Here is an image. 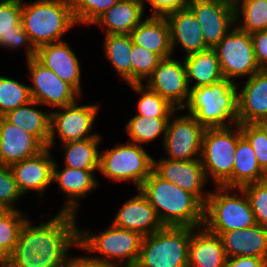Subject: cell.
Segmentation results:
<instances>
[{"label": "cell", "mask_w": 267, "mask_h": 267, "mask_svg": "<svg viewBox=\"0 0 267 267\" xmlns=\"http://www.w3.org/2000/svg\"><path fill=\"white\" fill-rule=\"evenodd\" d=\"M21 213L16 208L0 214V255L5 260L15 248L20 230L27 220Z\"/></svg>", "instance_id": "8d00e7d4"}, {"label": "cell", "mask_w": 267, "mask_h": 267, "mask_svg": "<svg viewBox=\"0 0 267 267\" xmlns=\"http://www.w3.org/2000/svg\"><path fill=\"white\" fill-rule=\"evenodd\" d=\"M57 267H102L93 257L81 256L67 258L61 261Z\"/></svg>", "instance_id": "7dc6e473"}, {"label": "cell", "mask_w": 267, "mask_h": 267, "mask_svg": "<svg viewBox=\"0 0 267 267\" xmlns=\"http://www.w3.org/2000/svg\"><path fill=\"white\" fill-rule=\"evenodd\" d=\"M33 105H39L34 100L9 111L3 117L24 130L34 135L45 147H48L50 137V111L44 112L33 108Z\"/></svg>", "instance_id": "4dcf8cb0"}, {"label": "cell", "mask_w": 267, "mask_h": 267, "mask_svg": "<svg viewBox=\"0 0 267 267\" xmlns=\"http://www.w3.org/2000/svg\"><path fill=\"white\" fill-rule=\"evenodd\" d=\"M133 39L130 34H106L104 53L114 69L131 84V50Z\"/></svg>", "instance_id": "1f68e13d"}, {"label": "cell", "mask_w": 267, "mask_h": 267, "mask_svg": "<svg viewBox=\"0 0 267 267\" xmlns=\"http://www.w3.org/2000/svg\"><path fill=\"white\" fill-rule=\"evenodd\" d=\"M45 148L34 135L0 116V164L11 166L37 155Z\"/></svg>", "instance_id": "d6986e66"}, {"label": "cell", "mask_w": 267, "mask_h": 267, "mask_svg": "<svg viewBox=\"0 0 267 267\" xmlns=\"http://www.w3.org/2000/svg\"><path fill=\"white\" fill-rule=\"evenodd\" d=\"M223 267H267V260L251 256L226 258Z\"/></svg>", "instance_id": "bcb514c9"}, {"label": "cell", "mask_w": 267, "mask_h": 267, "mask_svg": "<svg viewBox=\"0 0 267 267\" xmlns=\"http://www.w3.org/2000/svg\"><path fill=\"white\" fill-rule=\"evenodd\" d=\"M153 159L142 145L128 142L100 152L99 171L112 180H131L139 189L153 171Z\"/></svg>", "instance_id": "9c48e42d"}, {"label": "cell", "mask_w": 267, "mask_h": 267, "mask_svg": "<svg viewBox=\"0 0 267 267\" xmlns=\"http://www.w3.org/2000/svg\"><path fill=\"white\" fill-rule=\"evenodd\" d=\"M243 136L251 144L261 169L267 174V136L255 124H240Z\"/></svg>", "instance_id": "b9f144b4"}, {"label": "cell", "mask_w": 267, "mask_h": 267, "mask_svg": "<svg viewBox=\"0 0 267 267\" xmlns=\"http://www.w3.org/2000/svg\"><path fill=\"white\" fill-rule=\"evenodd\" d=\"M187 7L200 23L205 43L210 48H214L235 25V8L230 0H189Z\"/></svg>", "instance_id": "9a60e30c"}, {"label": "cell", "mask_w": 267, "mask_h": 267, "mask_svg": "<svg viewBox=\"0 0 267 267\" xmlns=\"http://www.w3.org/2000/svg\"><path fill=\"white\" fill-rule=\"evenodd\" d=\"M266 179L267 174L259 166L251 144L242 136L237 142L232 175L221 186L242 188Z\"/></svg>", "instance_id": "f1b7e54d"}, {"label": "cell", "mask_w": 267, "mask_h": 267, "mask_svg": "<svg viewBox=\"0 0 267 267\" xmlns=\"http://www.w3.org/2000/svg\"><path fill=\"white\" fill-rule=\"evenodd\" d=\"M161 58L145 48L133 43L131 50V84H142L157 67Z\"/></svg>", "instance_id": "f35d334b"}, {"label": "cell", "mask_w": 267, "mask_h": 267, "mask_svg": "<svg viewBox=\"0 0 267 267\" xmlns=\"http://www.w3.org/2000/svg\"><path fill=\"white\" fill-rule=\"evenodd\" d=\"M248 1H252V0H230L232 6L236 9L240 4L244 3V2H248Z\"/></svg>", "instance_id": "681fc988"}, {"label": "cell", "mask_w": 267, "mask_h": 267, "mask_svg": "<svg viewBox=\"0 0 267 267\" xmlns=\"http://www.w3.org/2000/svg\"><path fill=\"white\" fill-rule=\"evenodd\" d=\"M145 82L150 90L158 93L177 110L186 107L190 97V86L184 62L181 63L172 56L161 59Z\"/></svg>", "instance_id": "4fadbf2b"}, {"label": "cell", "mask_w": 267, "mask_h": 267, "mask_svg": "<svg viewBox=\"0 0 267 267\" xmlns=\"http://www.w3.org/2000/svg\"><path fill=\"white\" fill-rule=\"evenodd\" d=\"M62 111H50V137L48 148H53L55 136H59L62 143L80 141L95 136L91 134L93 122L97 116L99 107L95 104L77 106L76 102L61 107Z\"/></svg>", "instance_id": "8fae6325"}, {"label": "cell", "mask_w": 267, "mask_h": 267, "mask_svg": "<svg viewBox=\"0 0 267 267\" xmlns=\"http://www.w3.org/2000/svg\"><path fill=\"white\" fill-rule=\"evenodd\" d=\"M5 259L0 255V267H4Z\"/></svg>", "instance_id": "f907efd6"}, {"label": "cell", "mask_w": 267, "mask_h": 267, "mask_svg": "<svg viewBox=\"0 0 267 267\" xmlns=\"http://www.w3.org/2000/svg\"><path fill=\"white\" fill-rule=\"evenodd\" d=\"M153 171L162 179L193 194L205 205L210 192H202L207 178L200 159L171 160L161 158L159 161L153 159Z\"/></svg>", "instance_id": "2e32d148"}, {"label": "cell", "mask_w": 267, "mask_h": 267, "mask_svg": "<svg viewBox=\"0 0 267 267\" xmlns=\"http://www.w3.org/2000/svg\"><path fill=\"white\" fill-rule=\"evenodd\" d=\"M129 86L141 95L137 103L138 114L136 115L170 118L175 112L179 111L158 93L150 90L145 84H129Z\"/></svg>", "instance_id": "e575fe53"}, {"label": "cell", "mask_w": 267, "mask_h": 267, "mask_svg": "<svg viewBox=\"0 0 267 267\" xmlns=\"http://www.w3.org/2000/svg\"><path fill=\"white\" fill-rule=\"evenodd\" d=\"M32 100L29 85L0 76V116Z\"/></svg>", "instance_id": "74e56055"}, {"label": "cell", "mask_w": 267, "mask_h": 267, "mask_svg": "<svg viewBox=\"0 0 267 267\" xmlns=\"http://www.w3.org/2000/svg\"><path fill=\"white\" fill-rule=\"evenodd\" d=\"M227 258L251 256L267 260V228L260 224L220 235Z\"/></svg>", "instance_id": "cb8c5ba5"}, {"label": "cell", "mask_w": 267, "mask_h": 267, "mask_svg": "<svg viewBox=\"0 0 267 267\" xmlns=\"http://www.w3.org/2000/svg\"><path fill=\"white\" fill-rule=\"evenodd\" d=\"M257 224L267 228V179L242 187Z\"/></svg>", "instance_id": "60d3db41"}, {"label": "cell", "mask_w": 267, "mask_h": 267, "mask_svg": "<svg viewBox=\"0 0 267 267\" xmlns=\"http://www.w3.org/2000/svg\"><path fill=\"white\" fill-rule=\"evenodd\" d=\"M133 43L157 54L161 59L172 56L170 28L165 16L151 15L131 32Z\"/></svg>", "instance_id": "4316f807"}, {"label": "cell", "mask_w": 267, "mask_h": 267, "mask_svg": "<svg viewBox=\"0 0 267 267\" xmlns=\"http://www.w3.org/2000/svg\"><path fill=\"white\" fill-rule=\"evenodd\" d=\"M144 4L148 1V4L152 7V14L157 16H165L166 14L186 8L189 0H143Z\"/></svg>", "instance_id": "f6af8a7d"}, {"label": "cell", "mask_w": 267, "mask_h": 267, "mask_svg": "<svg viewBox=\"0 0 267 267\" xmlns=\"http://www.w3.org/2000/svg\"><path fill=\"white\" fill-rule=\"evenodd\" d=\"M76 24L70 0H36L28 4L22 0L21 25L35 49L61 42Z\"/></svg>", "instance_id": "3957f363"}, {"label": "cell", "mask_w": 267, "mask_h": 267, "mask_svg": "<svg viewBox=\"0 0 267 267\" xmlns=\"http://www.w3.org/2000/svg\"><path fill=\"white\" fill-rule=\"evenodd\" d=\"M21 11L22 0H0V46L12 50L26 46L28 60L35 57L36 49L22 28Z\"/></svg>", "instance_id": "d4e9b609"}, {"label": "cell", "mask_w": 267, "mask_h": 267, "mask_svg": "<svg viewBox=\"0 0 267 267\" xmlns=\"http://www.w3.org/2000/svg\"><path fill=\"white\" fill-rule=\"evenodd\" d=\"M54 162L50 156L49 148L46 147L37 155L10 166L22 195L30 190L39 191L38 196L43 195V191L52 182Z\"/></svg>", "instance_id": "ffe728a7"}, {"label": "cell", "mask_w": 267, "mask_h": 267, "mask_svg": "<svg viewBox=\"0 0 267 267\" xmlns=\"http://www.w3.org/2000/svg\"><path fill=\"white\" fill-rule=\"evenodd\" d=\"M191 227L164 226L144 236L134 267H188Z\"/></svg>", "instance_id": "52a82bcc"}, {"label": "cell", "mask_w": 267, "mask_h": 267, "mask_svg": "<svg viewBox=\"0 0 267 267\" xmlns=\"http://www.w3.org/2000/svg\"><path fill=\"white\" fill-rule=\"evenodd\" d=\"M192 228L188 267H223L226 255L219 235L209 232L204 226Z\"/></svg>", "instance_id": "484cf974"}, {"label": "cell", "mask_w": 267, "mask_h": 267, "mask_svg": "<svg viewBox=\"0 0 267 267\" xmlns=\"http://www.w3.org/2000/svg\"><path fill=\"white\" fill-rule=\"evenodd\" d=\"M239 20L242 24L237 27L249 34L267 30V0H252L240 4L235 9V25Z\"/></svg>", "instance_id": "d590c367"}, {"label": "cell", "mask_w": 267, "mask_h": 267, "mask_svg": "<svg viewBox=\"0 0 267 267\" xmlns=\"http://www.w3.org/2000/svg\"><path fill=\"white\" fill-rule=\"evenodd\" d=\"M56 161L53 165L52 182L59 183L61 191L66 193V201L60 212L76 215L80 197L86 196L87 192L95 189L98 185L93 171L99 169H78L63 167V170L58 171ZM79 198V199H78ZM78 199V200H77Z\"/></svg>", "instance_id": "603a6c76"}, {"label": "cell", "mask_w": 267, "mask_h": 267, "mask_svg": "<svg viewBox=\"0 0 267 267\" xmlns=\"http://www.w3.org/2000/svg\"><path fill=\"white\" fill-rule=\"evenodd\" d=\"M267 136V116L262 117L255 123Z\"/></svg>", "instance_id": "c3c4849f"}, {"label": "cell", "mask_w": 267, "mask_h": 267, "mask_svg": "<svg viewBox=\"0 0 267 267\" xmlns=\"http://www.w3.org/2000/svg\"><path fill=\"white\" fill-rule=\"evenodd\" d=\"M225 79L234 82L240 76L250 78L261 68L255 58L251 35L236 25L213 48Z\"/></svg>", "instance_id": "30bf717a"}, {"label": "cell", "mask_w": 267, "mask_h": 267, "mask_svg": "<svg viewBox=\"0 0 267 267\" xmlns=\"http://www.w3.org/2000/svg\"><path fill=\"white\" fill-rule=\"evenodd\" d=\"M170 28V41L172 52L177 43L189 54L208 50L200 23L188 8H182L165 15Z\"/></svg>", "instance_id": "44dd1931"}, {"label": "cell", "mask_w": 267, "mask_h": 267, "mask_svg": "<svg viewBox=\"0 0 267 267\" xmlns=\"http://www.w3.org/2000/svg\"><path fill=\"white\" fill-rule=\"evenodd\" d=\"M204 131L205 128L193 115L176 116L174 119L170 116L162 143L168 155L166 159H200Z\"/></svg>", "instance_id": "7c38bea8"}, {"label": "cell", "mask_w": 267, "mask_h": 267, "mask_svg": "<svg viewBox=\"0 0 267 267\" xmlns=\"http://www.w3.org/2000/svg\"><path fill=\"white\" fill-rule=\"evenodd\" d=\"M119 0H70L74 19L78 24H93Z\"/></svg>", "instance_id": "ab89813d"}, {"label": "cell", "mask_w": 267, "mask_h": 267, "mask_svg": "<svg viewBox=\"0 0 267 267\" xmlns=\"http://www.w3.org/2000/svg\"><path fill=\"white\" fill-rule=\"evenodd\" d=\"M143 0H119L94 23L106 34H131L144 16Z\"/></svg>", "instance_id": "83f0119b"}, {"label": "cell", "mask_w": 267, "mask_h": 267, "mask_svg": "<svg viewBox=\"0 0 267 267\" xmlns=\"http://www.w3.org/2000/svg\"><path fill=\"white\" fill-rule=\"evenodd\" d=\"M35 58L81 94L80 62L66 41L40 46Z\"/></svg>", "instance_id": "e0dca14e"}, {"label": "cell", "mask_w": 267, "mask_h": 267, "mask_svg": "<svg viewBox=\"0 0 267 267\" xmlns=\"http://www.w3.org/2000/svg\"><path fill=\"white\" fill-rule=\"evenodd\" d=\"M101 136L62 144L66 149L64 166L78 169H99Z\"/></svg>", "instance_id": "d6a6232c"}, {"label": "cell", "mask_w": 267, "mask_h": 267, "mask_svg": "<svg viewBox=\"0 0 267 267\" xmlns=\"http://www.w3.org/2000/svg\"><path fill=\"white\" fill-rule=\"evenodd\" d=\"M22 193L19 191L10 166L0 164V206L5 210H14V202Z\"/></svg>", "instance_id": "7bdbcfd3"}, {"label": "cell", "mask_w": 267, "mask_h": 267, "mask_svg": "<svg viewBox=\"0 0 267 267\" xmlns=\"http://www.w3.org/2000/svg\"><path fill=\"white\" fill-rule=\"evenodd\" d=\"M237 87L236 82L224 78L211 85L190 89L186 104L189 114L205 129L230 127L228 121L238 124Z\"/></svg>", "instance_id": "277c9868"}, {"label": "cell", "mask_w": 267, "mask_h": 267, "mask_svg": "<svg viewBox=\"0 0 267 267\" xmlns=\"http://www.w3.org/2000/svg\"><path fill=\"white\" fill-rule=\"evenodd\" d=\"M216 191L210 192L204 205L203 226L211 233L220 235L229 230H240L256 224L252 207L242 188L215 186ZM239 194H230V191Z\"/></svg>", "instance_id": "8992f818"}, {"label": "cell", "mask_w": 267, "mask_h": 267, "mask_svg": "<svg viewBox=\"0 0 267 267\" xmlns=\"http://www.w3.org/2000/svg\"><path fill=\"white\" fill-rule=\"evenodd\" d=\"M30 72V94L32 100L41 105L64 107L76 102L80 94L62 81L52 70L42 65L35 57L27 60Z\"/></svg>", "instance_id": "5bb4252c"}, {"label": "cell", "mask_w": 267, "mask_h": 267, "mask_svg": "<svg viewBox=\"0 0 267 267\" xmlns=\"http://www.w3.org/2000/svg\"><path fill=\"white\" fill-rule=\"evenodd\" d=\"M139 189L154 207L164 226H203L204 205L193 194L162 179L154 171Z\"/></svg>", "instance_id": "7a4b0ae2"}, {"label": "cell", "mask_w": 267, "mask_h": 267, "mask_svg": "<svg viewBox=\"0 0 267 267\" xmlns=\"http://www.w3.org/2000/svg\"><path fill=\"white\" fill-rule=\"evenodd\" d=\"M4 211L5 209L0 206V214L3 213Z\"/></svg>", "instance_id": "816d5d0a"}, {"label": "cell", "mask_w": 267, "mask_h": 267, "mask_svg": "<svg viewBox=\"0 0 267 267\" xmlns=\"http://www.w3.org/2000/svg\"><path fill=\"white\" fill-rule=\"evenodd\" d=\"M143 236L137 232L114 226L99 234L79 231L78 248L89 253H100L93 257L102 267H134L140 253Z\"/></svg>", "instance_id": "5b68a950"}, {"label": "cell", "mask_w": 267, "mask_h": 267, "mask_svg": "<svg viewBox=\"0 0 267 267\" xmlns=\"http://www.w3.org/2000/svg\"><path fill=\"white\" fill-rule=\"evenodd\" d=\"M238 124L256 123L267 116V70L260 69L237 92Z\"/></svg>", "instance_id": "7402d4cb"}, {"label": "cell", "mask_w": 267, "mask_h": 267, "mask_svg": "<svg viewBox=\"0 0 267 267\" xmlns=\"http://www.w3.org/2000/svg\"><path fill=\"white\" fill-rule=\"evenodd\" d=\"M254 54L258 66L261 69L267 68V30L256 31L250 34Z\"/></svg>", "instance_id": "ee69618b"}, {"label": "cell", "mask_w": 267, "mask_h": 267, "mask_svg": "<svg viewBox=\"0 0 267 267\" xmlns=\"http://www.w3.org/2000/svg\"><path fill=\"white\" fill-rule=\"evenodd\" d=\"M126 201L115 215L112 224L147 236L161 230L164 225L160 221L154 207L141 192Z\"/></svg>", "instance_id": "ac0fdd59"}, {"label": "cell", "mask_w": 267, "mask_h": 267, "mask_svg": "<svg viewBox=\"0 0 267 267\" xmlns=\"http://www.w3.org/2000/svg\"><path fill=\"white\" fill-rule=\"evenodd\" d=\"M76 215L60 212L40 225L23 224L4 267H57L69 248L79 244Z\"/></svg>", "instance_id": "6da1fadb"}, {"label": "cell", "mask_w": 267, "mask_h": 267, "mask_svg": "<svg viewBox=\"0 0 267 267\" xmlns=\"http://www.w3.org/2000/svg\"><path fill=\"white\" fill-rule=\"evenodd\" d=\"M188 85L190 89L211 85L224 79L217 54L213 48L189 54L184 57Z\"/></svg>", "instance_id": "f546056e"}, {"label": "cell", "mask_w": 267, "mask_h": 267, "mask_svg": "<svg viewBox=\"0 0 267 267\" xmlns=\"http://www.w3.org/2000/svg\"><path fill=\"white\" fill-rule=\"evenodd\" d=\"M234 128H206L203 134L200 160L207 180L211 177L216 186H221L233 172L237 142L243 136L240 124Z\"/></svg>", "instance_id": "ba28073f"}, {"label": "cell", "mask_w": 267, "mask_h": 267, "mask_svg": "<svg viewBox=\"0 0 267 267\" xmlns=\"http://www.w3.org/2000/svg\"><path fill=\"white\" fill-rule=\"evenodd\" d=\"M169 118H155L151 116H133L126 124L129 141L141 145L158 138L162 133L165 136Z\"/></svg>", "instance_id": "836d02e7"}]
</instances>
